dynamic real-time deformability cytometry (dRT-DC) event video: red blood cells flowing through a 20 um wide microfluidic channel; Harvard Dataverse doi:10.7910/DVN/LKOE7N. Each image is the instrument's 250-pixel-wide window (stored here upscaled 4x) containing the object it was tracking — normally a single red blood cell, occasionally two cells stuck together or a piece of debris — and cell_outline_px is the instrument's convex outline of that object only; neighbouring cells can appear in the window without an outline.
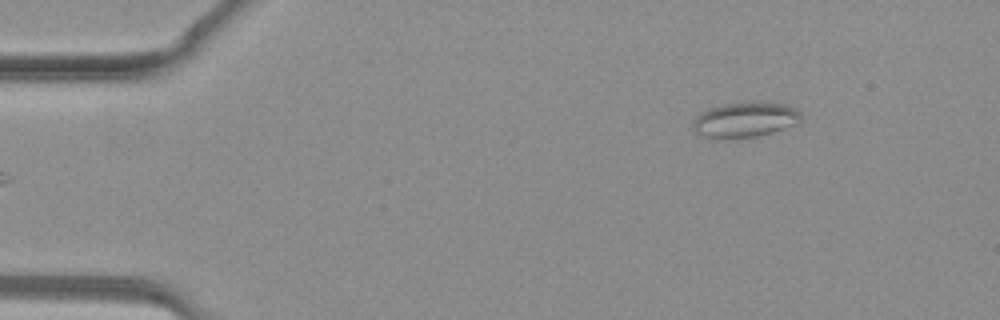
{"species": "common noctule bat (a hibernating species)", "species_latin": "Nyctalus noctula", "temperature_condition": "warm", "stored_images_in_passage": 34, "camera_frame_rate_fps": 3000, "um_per_image_px": 0.085, "animal": {"sex": "female", "body_mass_g": 19.3, "forearm_length_mm": 54.1}, "frame": {"image": 1, "passage_image": 1, "time_ms": 0.0, "image_size_px": [1000, 320], "cell_outline_px": [[800, 120], [796, 124], [772, 132], [756, 136], [704, 136], [696, 132], [692, 128], [692, 120], [700, 112], [708, 108], [724, 104], [752, 100], [788, 104], [796, 108], [800, 112]], "centroid_in_image_um": [63.35, 10.11], "position_along_channel_um": 21.7, "area_um2": 22.02}}
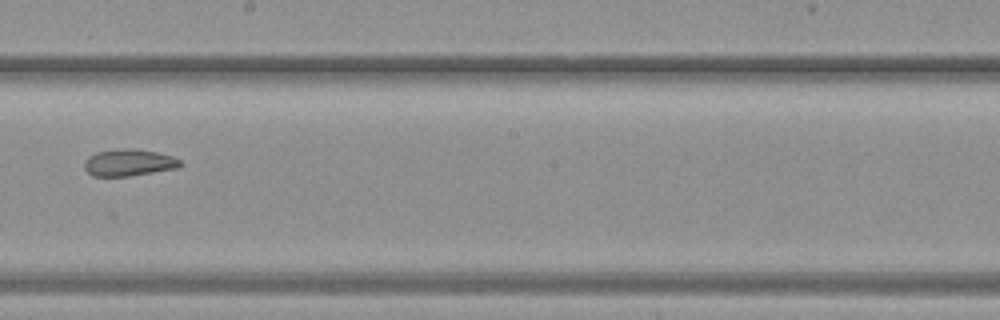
{"frame": {"image": 2, "passage_image": 18, "time_ms": 5.667, "image_size_px": [1000, 320], "cell_outline_px": [[184, 164], [180, 168], [128, 176], [92, 176], [84, 168], [84, 160], [88, 156], [96, 152], [124, 148], [136, 148], [156, 152], [172, 156], [180, 160]], "centroid_in_image_um": [10.97, 13.82], "position_along_channel_um": 237.2, "area_um2": 15.2}}
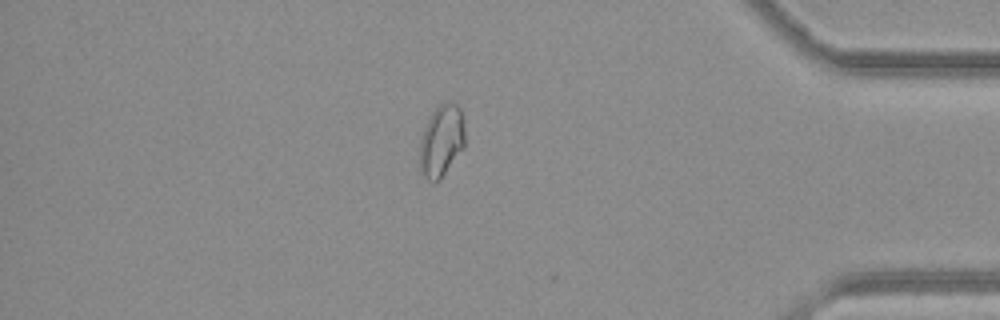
{"frame": {"image": 3, "passage_image": 29, "time_ms": 9.333, "image_size_px": [1000, 320], "cell_outline_px": [[464, 148], [440, 180], [432, 184], [420, 172], [420, 140], [424, 128], [432, 112], [440, 104], [448, 100], [452, 100], [460, 108], [464, 128]], "centroid_in_image_um": [37.52, 11.98], "position_along_channel_um": 397.7, "area_um2": 19.13}}